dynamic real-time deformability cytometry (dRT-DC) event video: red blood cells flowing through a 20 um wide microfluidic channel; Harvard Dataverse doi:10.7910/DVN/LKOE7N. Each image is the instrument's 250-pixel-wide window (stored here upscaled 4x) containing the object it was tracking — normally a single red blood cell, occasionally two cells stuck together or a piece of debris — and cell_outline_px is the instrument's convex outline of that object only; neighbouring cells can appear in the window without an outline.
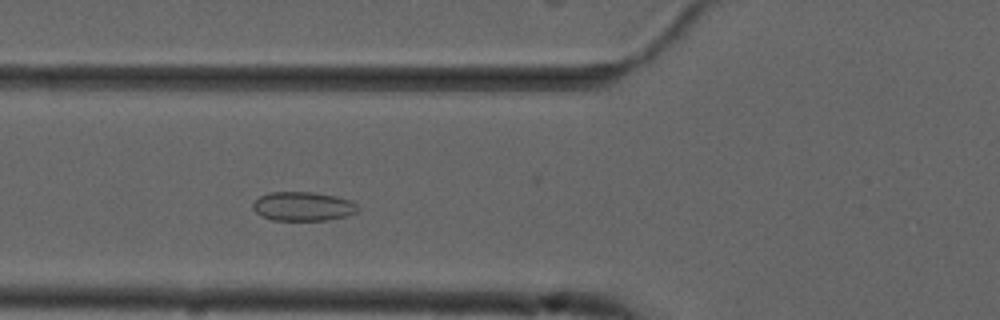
{"species": "common noctule bat (a hibernating species)", "species_latin": "Nyctalus noctula", "temperature_condition": "cold", "stored_images_in_passage": 50, "camera_frame_rate_fps": 3000, "um_per_image_px": 0.085, "animal": {"sex": "male", "forearm_length_mm": 52.5}, "frame": {"image": 1, "passage_image": 14, "time_ms": 4.333, "image_size_px": [1000, 320], "cell_outline_px": [[360, 208], [356, 212], [344, 216], [324, 220], [272, 220], [260, 216], [252, 208], [252, 204], [260, 196], [268, 192], [312, 192], [336, 196], [352, 200]], "centroid_in_image_um": [25.73, 17.53], "position_along_channel_um": 100.1, "area_um2": 17.8}}
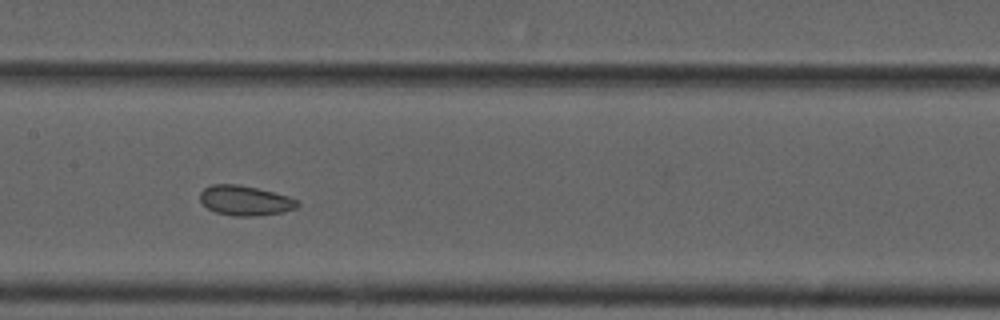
{"frame": {"image": 2, "passage_image": 21, "time_ms": 6.667, "image_size_px": [1000, 320], "cell_outline_px": [[300, 204], [296, 208], [284, 212], [256, 216], [236, 216], [216, 212], [208, 208], [200, 200], [200, 192], [204, 188], [212, 184], [236, 184], [256, 188], [288, 196], [300, 200]], "centroid_in_image_um": [20.86, 17.05], "position_along_channel_um": 186.5, "area_um2": 16.94}}
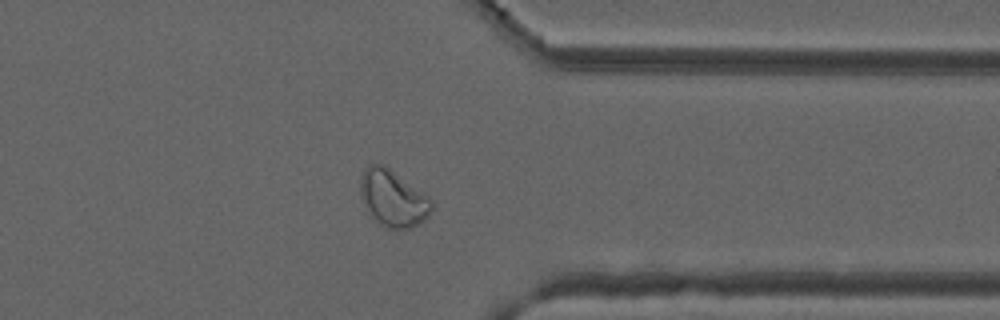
{"frame": {"image": 3, "passage_image": 37, "time_ms": 12.0, "image_size_px": [1000, 320], "cell_outline_px": [[432, 208], [428, 216], [424, 220], [412, 228], [388, 228], [380, 224], [372, 216], [360, 196], [360, 176], [364, 168], [368, 164], [384, 164], [428, 196], [432, 200]], "centroid_in_image_um": [33.39, 16.83], "position_along_channel_um": 378.0, "area_um2": 23.35}, "authors_computed_cell_mechanics": {"area_um2": 19.5075, "velocity_mm_per_s": 3.687, "shape_relaxation_time_tau1_ms": null, "shape_relaxation_time_tau2_ms": 2.2875, "deformation_change_tau1": null, "deformation_change_tau2": 0.0726}}